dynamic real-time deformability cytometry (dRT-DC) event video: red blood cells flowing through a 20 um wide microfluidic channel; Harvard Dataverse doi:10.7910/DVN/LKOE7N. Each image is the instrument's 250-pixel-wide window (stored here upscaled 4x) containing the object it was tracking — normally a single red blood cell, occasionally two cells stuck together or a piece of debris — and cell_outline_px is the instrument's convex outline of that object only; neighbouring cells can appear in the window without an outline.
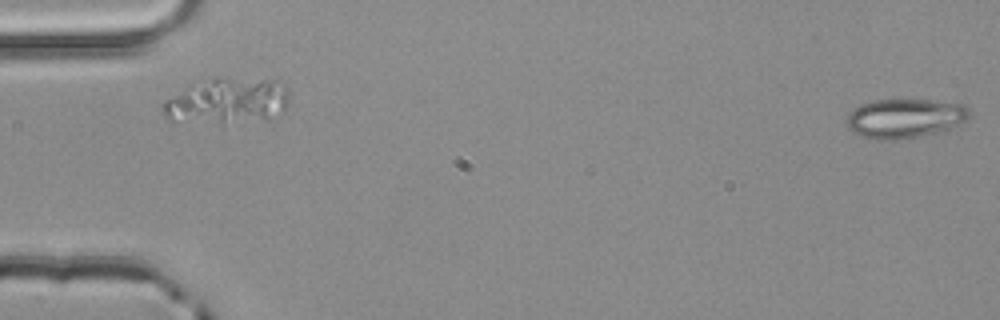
{"species": "common noctule bat (a hibernating species)", "species_latin": "Nyctalus noctula", "temperature_condition": "room temperature", "stored_images_in_passage": 3, "camera_frame_rate_fps": 3000, "um_per_image_px": 0.085, "animal": {"sex": "male", "body_mass_g": 20.4}, "frame": {"image": 1, "passage_image": 1, "time_ms": 0.0, "image_size_px": [1000, 320], "cell_outline_px": [[972, 112], [964, 120], [952, 128], [920, 136], [900, 140], [872, 140], [852, 132], [848, 128], [848, 116], [852, 108], [860, 104], [876, 100], [932, 100], [964, 104]], "centroid_in_image_um": [76.89, 10.06], "position_along_channel_um": 8.1, "area_um2": 28.21}}
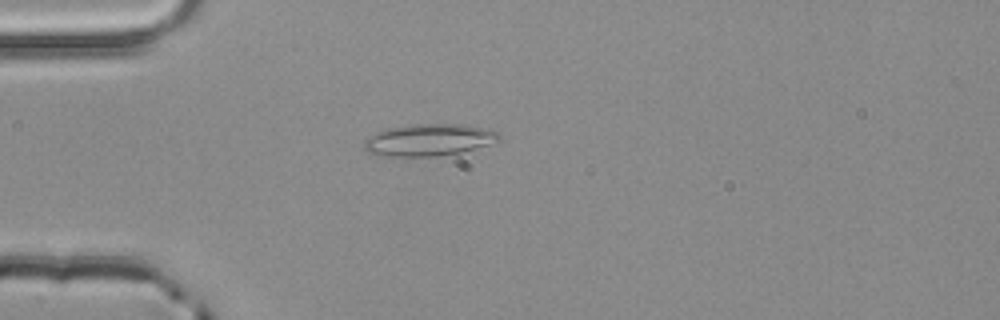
{"frame": {"image": 2, "passage_image": 3, "time_ms": 0.667, "image_size_px": [1000, 320], "cell_outline_px": [[500, 140], [488, 144], [460, 152], [436, 156], [384, 156], [368, 152], [364, 148], [364, 140], [368, 136], [388, 128], [416, 124], [464, 124], [488, 128], [500, 132]], "centroid_in_image_um": [36.47, 11.88], "position_along_channel_um": 48.5, "area_um2": 25.03}}